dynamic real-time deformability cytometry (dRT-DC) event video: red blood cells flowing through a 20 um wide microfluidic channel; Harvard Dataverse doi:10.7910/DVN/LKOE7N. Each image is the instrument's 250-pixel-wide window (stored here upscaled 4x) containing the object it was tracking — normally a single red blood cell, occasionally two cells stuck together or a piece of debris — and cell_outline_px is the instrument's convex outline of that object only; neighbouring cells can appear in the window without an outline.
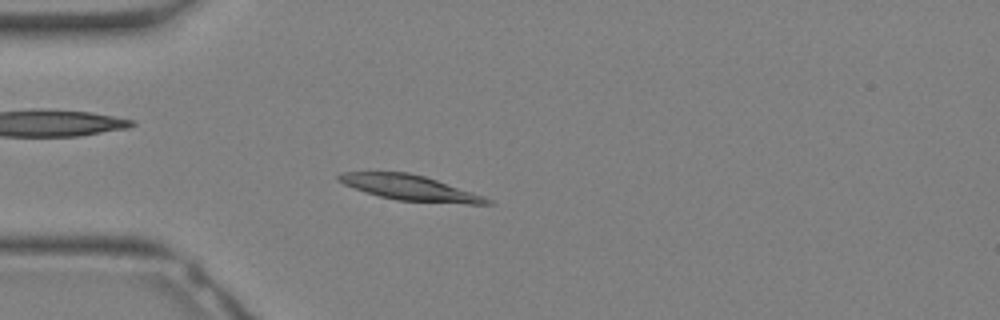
{"species": "Egyptian fruit bat (a non-hibernating species)", "species_latin": "Rousettus aegyptiacus", "temperature_condition": "warm", "stored_images_in_passage": 12, "camera_frame_rate_fps": 3000, "um_per_image_px": 0.085, "animal": {"sex": "female"}, "frame": {"image": 1, "passage_image": 9, "time_ms": 2.667, "image_size_px": [1000, 320], "cell_outline_px": [[492, 204], [468, 204], [396, 200], [380, 196], [344, 184], [336, 180], [336, 176], [340, 172], [408, 172], [424, 176], [484, 196], [492, 200]], "centroid_in_image_um": [34.84, 15.96], "position_along_channel_um": 50.2, "area_um2": 21.56}}
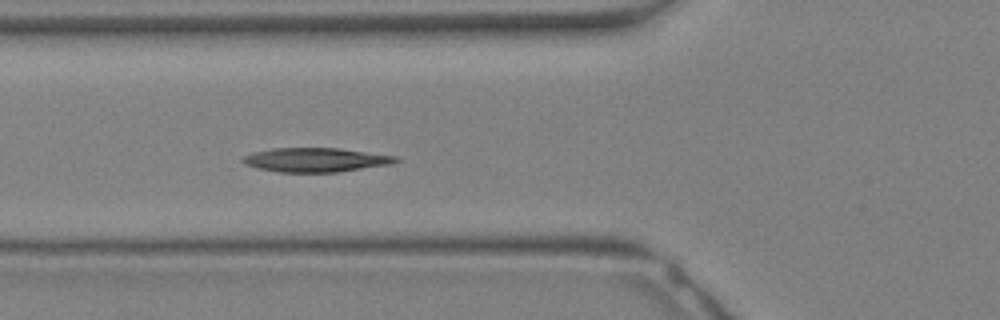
{"frame": {"image": 2, "passage_image": 12, "time_ms": 3.667, "image_size_px": [1000, 320], "cell_outline_px": [[400, 160], [392, 164], [340, 172], [280, 172], [256, 168], [244, 164], [240, 160], [244, 156], [252, 152], [272, 148], [340, 148], [396, 156]], "centroid_in_image_um": [26.82, 13.59], "position_along_channel_um": 99.0, "area_um2": 21.68}}